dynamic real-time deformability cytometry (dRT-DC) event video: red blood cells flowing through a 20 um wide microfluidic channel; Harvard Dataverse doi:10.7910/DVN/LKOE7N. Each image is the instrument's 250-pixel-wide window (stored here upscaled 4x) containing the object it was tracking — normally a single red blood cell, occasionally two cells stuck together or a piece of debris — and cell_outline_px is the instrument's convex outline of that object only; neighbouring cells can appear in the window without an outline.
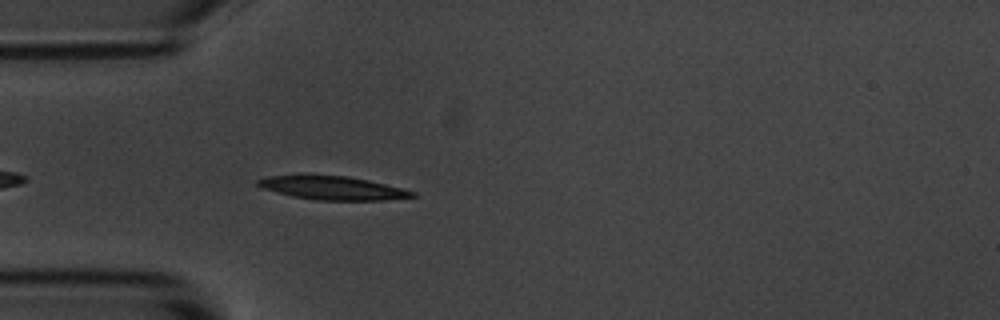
{"species": "common noctule bat (a hibernating species)", "species_latin": "Nyctalus noctula", "temperature_condition": "room temperature", "stored_images_in_passage": 8, "camera_frame_rate_fps": 3000, "um_per_image_px": 0.085, "animal": {"sex": "male", "body_mass_g": 20.1, "forearm_length_mm": 53.5}, "frame": {"image": 1, "passage_image": 4, "time_ms": 1.0, "image_size_px": [1000, 320], "cell_outline_px": [[416, 196], [384, 200], [316, 200], [292, 196], [260, 188], [256, 184], [256, 180], [268, 176], [304, 172], [308, 172], [348, 176], [368, 180], [416, 192]], "centroid_in_image_um": [28.13, 15.93], "position_along_channel_um": 56.9, "area_um2": 21.96}}
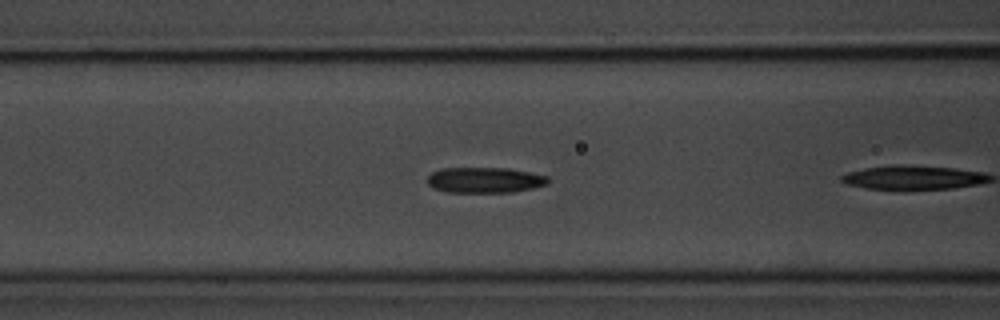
{"frame": {"image": 2, "passage_image": 7, "time_ms": 2.0, "image_size_px": [1000, 320], "cell_outline_px": [[548, 184], [532, 188], [512, 192], [444, 192], [432, 188], [428, 184], [428, 176], [432, 172], [440, 168], [508, 168], [548, 176]], "centroid_in_image_um": [41.17, 15.3], "position_along_channel_um": 125.4, "area_um2": 18.03}}